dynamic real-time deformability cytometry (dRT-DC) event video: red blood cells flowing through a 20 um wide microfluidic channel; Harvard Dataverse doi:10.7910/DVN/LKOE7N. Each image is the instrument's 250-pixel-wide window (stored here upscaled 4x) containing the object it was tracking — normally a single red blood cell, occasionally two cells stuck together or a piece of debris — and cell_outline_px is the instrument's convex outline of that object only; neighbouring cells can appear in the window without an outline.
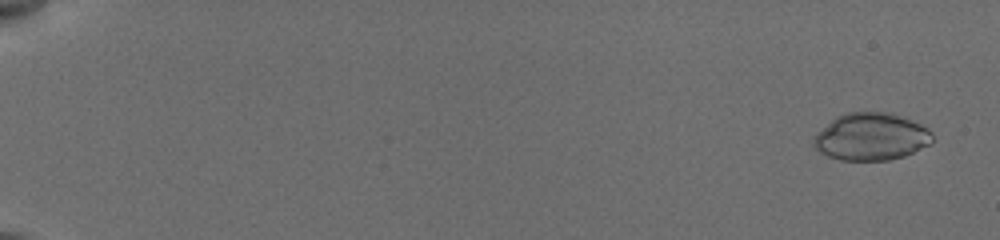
{"species": "common noctule bat (a hibernating species)", "species_latin": "Nyctalus noctula", "temperature_condition": "cold", "stored_images_in_passage": 57, "camera_frame_rate_fps": 3000, "um_per_image_px": 0.085, "animal": {"sex": "female", "body_mass_g": 19.5, "forearm_length_mm": 54.1}, "frame": {"image": 1, "passage_image": 3, "time_ms": 0.667, "image_size_px": [1000, 240], "cell_outline_px": [[932, 140], [928, 144], [904, 156], [888, 160], [840, 160], [828, 156], [820, 152], [816, 148], [816, 132], [836, 116], [848, 112], [884, 112], [920, 124], [928, 128], [932, 132]], "centroid_in_image_um": [74.02, 11.63], "position_along_channel_um": 11.0, "area_um2": 32.14}}
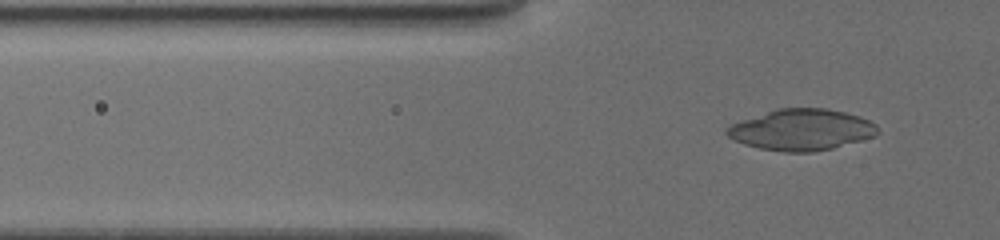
{"frame": {"image": 2, "passage_image": 20, "time_ms": 6.333, "image_size_px": [1000, 240], "cell_outline_px": [[880, 132], [872, 136], [860, 140], [832, 148], [812, 152], [784, 152], [760, 148], [744, 144], [728, 136], [724, 132], [732, 124], [780, 108], [828, 108], [860, 116], [876, 124]], "centroid_in_image_um": [68.16, 11.03], "position_along_channel_um": 57.6, "area_um2": 35.66}}
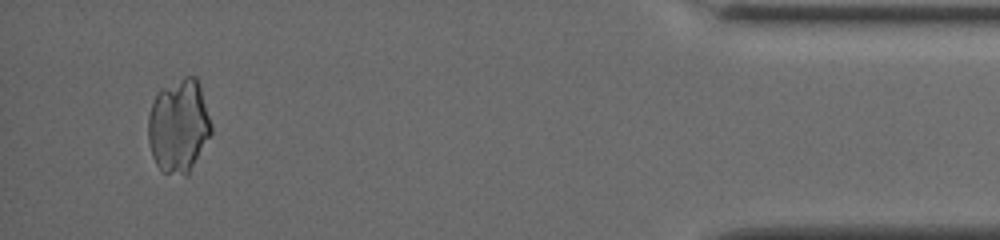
{"frame": {"image": 3, "passage_image": 54, "time_ms": 17.667, "image_size_px": [1000, 240], "cell_outline_px": [[212, 132], [188, 176], [184, 176], [164, 172], [156, 164], [152, 156], [148, 140], [148, 116], [152, 104], [156, 96], [164, 88], [184, 76], [196, 76], [212, 124]], "centroid_in_image_um": [15.2, 10.74], "position_along_channel_um": 420.0, "area_um2": 34.16}}